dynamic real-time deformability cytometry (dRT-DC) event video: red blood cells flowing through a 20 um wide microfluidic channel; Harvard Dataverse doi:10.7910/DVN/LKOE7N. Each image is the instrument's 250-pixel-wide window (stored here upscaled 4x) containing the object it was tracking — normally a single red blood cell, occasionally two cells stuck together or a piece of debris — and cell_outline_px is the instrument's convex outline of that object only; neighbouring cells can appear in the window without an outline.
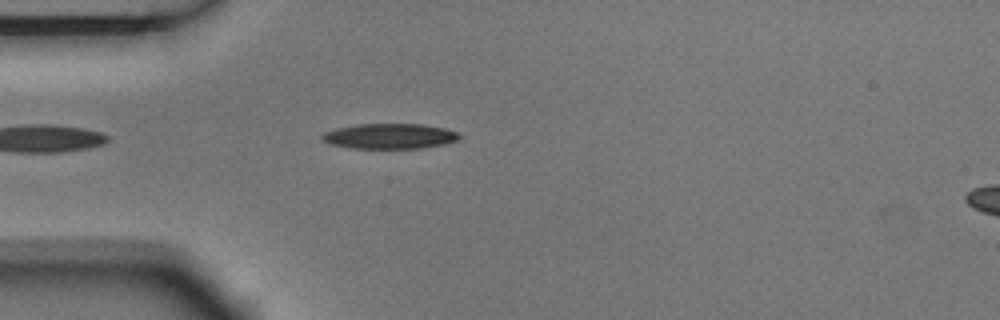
{"species": "Egyptian fruit bat (a non-hibernating species)", "species_latin": "Rousettus aegyptiacus", "temperature_condition": "room temperature", "stored_images_in_passage": 1, "camera_frame_rate_fps": 3000, "um_per_image_px": 0.085, "animal": {"sex": "male"}, "frame": {"image": 1, "passage_image": 1, "time_ms": 0.0, "image_size_px": [1000, 320], "cell_outline_px": [[460, 140], [444, 144], [420, 148], [352, 148], [332, 144], [324, 140], [320, 136], [324, 132], [336, 128], [356, 124], [420, 124], [444, 128], [456, 132], [460, 136]], "centroid_in_image_um": [33.13, 11.57], "position_along_channel_um": 51.9, "area_um2": 20.06}}